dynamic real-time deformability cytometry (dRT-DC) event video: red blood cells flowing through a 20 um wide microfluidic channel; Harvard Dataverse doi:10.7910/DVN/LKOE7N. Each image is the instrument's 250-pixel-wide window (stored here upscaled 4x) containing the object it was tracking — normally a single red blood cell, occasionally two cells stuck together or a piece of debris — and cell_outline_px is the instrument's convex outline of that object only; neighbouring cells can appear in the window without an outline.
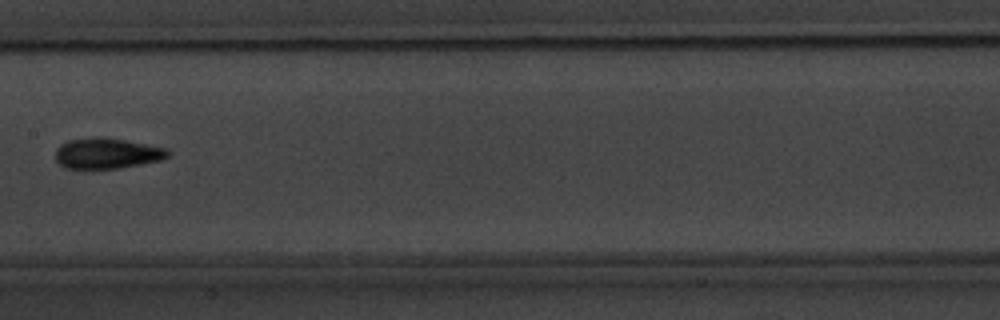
{"species": "common noctule bat (a hibernating species)", "species_latin": "Nyctalus noctula", "temperature_condition": "warm", "stored_images_in_passage": 5, "camera_frame_rate_fps": 3000, "um_per_image_px": 0.085, "animal": {"sex": "male", "body_mass_g": 20.1, "forearm_length_mm": 53.5}, "frame": {"image": 1, "passage_image": 5, "time_ms": 4.667, "image_size_px": [1000, 320], "cell_outline_px": [[172, 152], [168, 156], [160, 160], [140, 164], [116, 168], [84, 172], [64, 168], [56, 160], [56, 148], [60, 144], [68, 140], [96, 136], [124, 140], [168, 148]], "centroid_in_image_um": [9.03, 13.07], "position_along_channel_um": 198.4, "area_um2": 20.75}}